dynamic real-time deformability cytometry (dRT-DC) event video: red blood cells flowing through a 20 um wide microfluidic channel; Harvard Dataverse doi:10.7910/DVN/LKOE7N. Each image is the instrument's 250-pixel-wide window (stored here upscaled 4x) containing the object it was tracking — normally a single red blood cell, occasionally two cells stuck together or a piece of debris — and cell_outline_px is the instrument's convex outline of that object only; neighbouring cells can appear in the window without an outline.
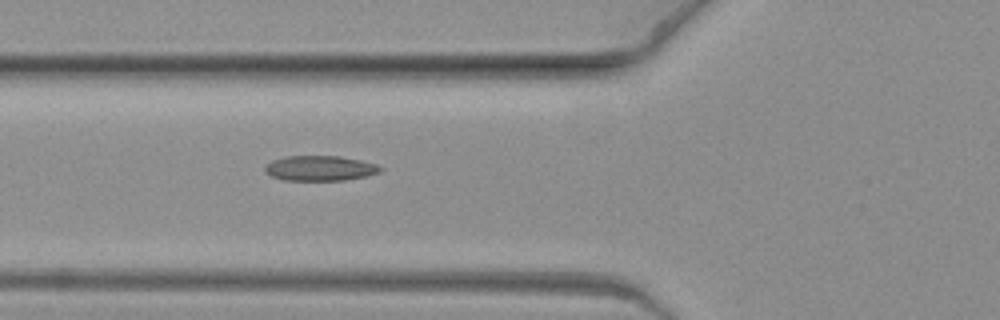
{"species": "common noctule bat (a hibernating species)", "species_latin": "Nyctalus noctula", "temperature_condition": "warm", "stored_images_in_passage": 8, "camera_frame_rate_fps": 3000, "um_per_image_px": 0.085, "animal": {"sex": "female", "body_mass_g": 19.3, "forearm_length_mm": 54.1}, "frame": {"image": 1, "passage_image": 8, "time_ms": 2.333, "image_size_px": [1000, 320], "cell_outline_px": [[384, 168], [380, 172], [364, 176], [344, 180], [284, 180], [272, 176], [264, 172], [264, 168], [272, 160], [284, 156], [340, 156], [360, 160], [376, 164]], "centroid_in_image_um": [27.19, 14.29], "position_along_channel_um": 98.6, "area_um2": 16.82}}